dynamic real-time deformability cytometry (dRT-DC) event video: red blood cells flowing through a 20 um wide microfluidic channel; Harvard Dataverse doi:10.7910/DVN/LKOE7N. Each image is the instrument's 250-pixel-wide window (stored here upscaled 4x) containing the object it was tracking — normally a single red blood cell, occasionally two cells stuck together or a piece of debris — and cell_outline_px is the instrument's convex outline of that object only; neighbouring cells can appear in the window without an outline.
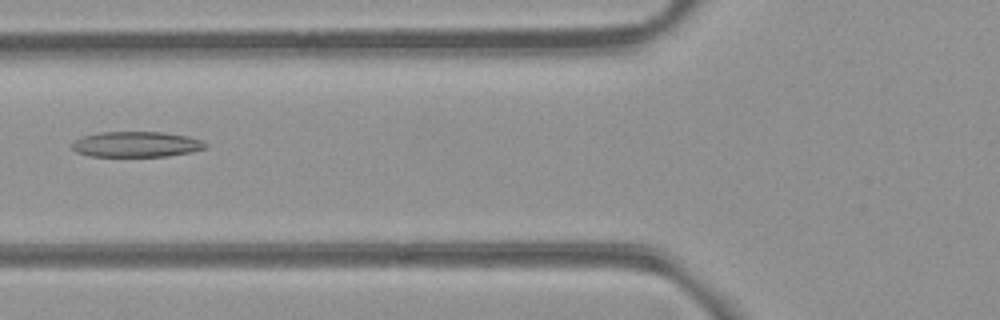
{"species": "common noctule bat (a hibernating species)", "species_latin": "Nyctalus noctula", "temperature_condition": "room temperature", "stored_images_in_passage": 2, "camera_frame_rate_fps": 3000, "um_per_image_px": 0.085, "animal": {"sex": "female", "body_mass_g": 21.9}, "frame": {"image": 1, "passage_image": 2, "time_ms": 1.0, "image_size_px": [1000, 320], "cell_outline_px": [[208, 144], [204, 148], [192, 152], [168, 156], [88, 156], [76, 152], [72, 148], [72, 144], [76, 140], [84, 136], [100, 132], [164, 132], [188, 136], [200, 140]], "centroid_in_image_um": [11.6, 12.27], "position_along_channel_um": 114.2, "area_um2": 19.77}}